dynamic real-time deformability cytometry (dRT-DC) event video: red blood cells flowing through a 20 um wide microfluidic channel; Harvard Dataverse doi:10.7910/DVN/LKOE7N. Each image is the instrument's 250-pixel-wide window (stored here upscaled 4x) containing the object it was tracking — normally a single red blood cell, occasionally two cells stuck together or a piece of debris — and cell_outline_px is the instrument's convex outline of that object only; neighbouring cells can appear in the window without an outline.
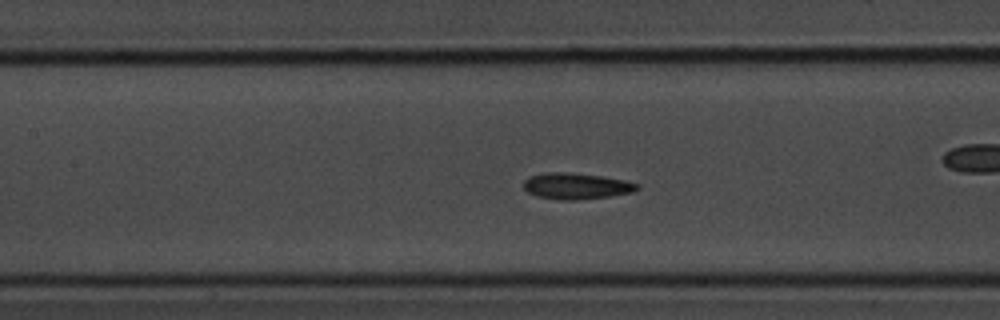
{"species": "common noctule bat (a hibernating species)", "species_latin": "Nyctalus noctula", "temperature_condition": "room temperature", "stored_images_in_passage": 40, "camera_frame_rate_fps": 3000, "um_per_image_px": 0.085, "animal": {"sex": "male", "body_mass_g": 20.1, "forearm_length_mm": 53.5}, "frame": {"image": 1, "passage_image": 18, "time_ms": 5.667, "image_size_px": [1000, 320], "cell_outline_px": [[640, 188], [632, 192], [608, 196], [576, 200], [560, 200], [536, 196], [528, 192], [524, 188], [524, 180], [528, 176], [544, 172], [568, 172], [600, 176], [624, 180], [640, 184]], "centroid_in_image_um": [48.95, 15.81], "position_along_channel_um": 158.4, "area_um2": 17.34}}